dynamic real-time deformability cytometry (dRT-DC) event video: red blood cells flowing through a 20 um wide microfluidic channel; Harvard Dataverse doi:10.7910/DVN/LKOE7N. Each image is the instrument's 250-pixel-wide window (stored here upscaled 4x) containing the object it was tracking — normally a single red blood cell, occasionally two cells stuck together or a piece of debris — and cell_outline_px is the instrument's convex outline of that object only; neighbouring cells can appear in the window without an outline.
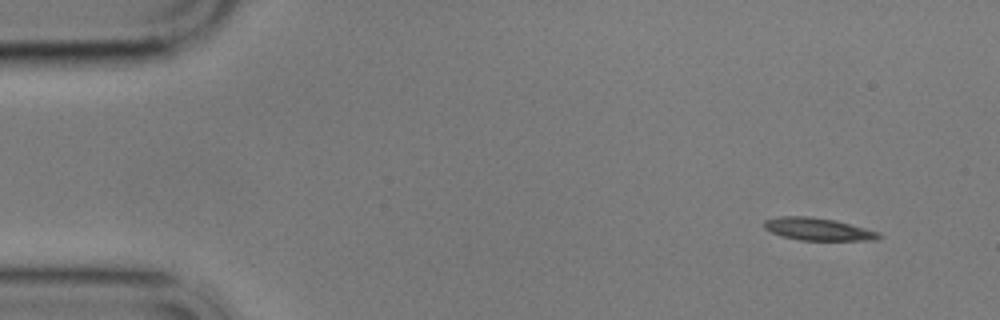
{"species": "common noctule bat (a hibernating species)", "species_latin": "Nyctalus noctula", "temperature_condition": "cold", "stored_images_in_passage": 5, "camera_frame_rate_fps": 3000, "um_per_image_px": 0.085, "animal": {"sex": "male", "body_mass_g": 17.9}, "frame": {"image": 1, "passage_image": 2, "time_ms": 1.333, "image_size_px": [1000, 320], "cell_outline_px": [[884, 236], [876, 240], [800, 240], [780, 236], [764, 228], [764, 220], [776, 216], [812, 216], [836, 220], [880, 232]], "centroid_in_image_um": [69.54, 19.47], "position_along_channel_um": 15.5, "area_um2": 15.26}}
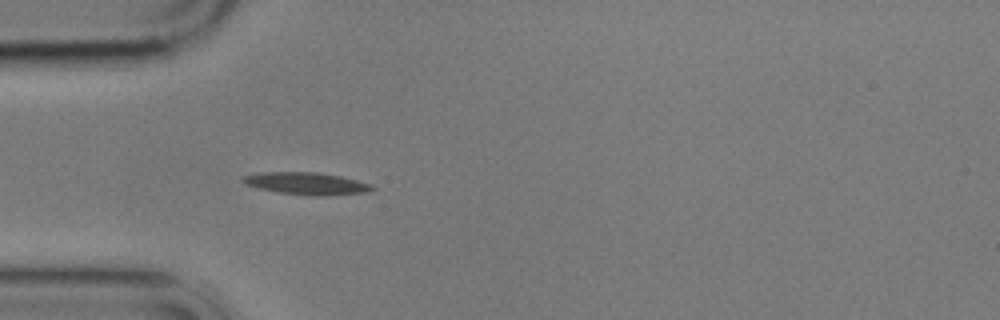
{"frame": {"image": 2, "passage_image": 5, "time_ms": 5.333, "image_size_px": [1000, 320], "cell_outline_px": [[376, 188], [368, 192], [324, 196], [316, 196], [276, 192], [260, 188], [248, 184], [240, 180], [244, 176], [264, 172], [316, 172], [340, 176], [372, 184]], "centroid_in_image_um": [26.11, 15.6], "position_along_channel_um": 58.9, "area_um2": 16.59}}